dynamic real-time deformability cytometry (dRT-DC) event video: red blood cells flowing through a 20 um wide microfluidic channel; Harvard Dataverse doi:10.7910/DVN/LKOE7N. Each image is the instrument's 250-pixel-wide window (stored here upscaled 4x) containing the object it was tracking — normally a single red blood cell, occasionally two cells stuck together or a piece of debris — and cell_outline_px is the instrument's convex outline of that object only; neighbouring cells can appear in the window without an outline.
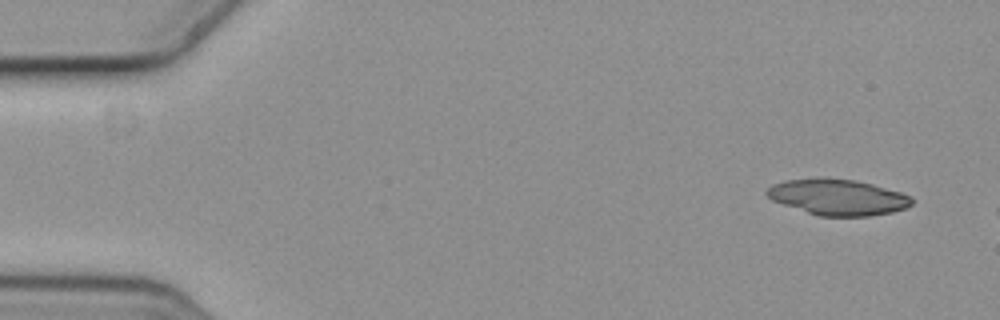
{"species": "common noctule bat (a hibernating species)", "species_latin": "Nyctalus noctula", "temperature_condition": "cold", "stored_images_in_passage": 2, "camera_frame_rate_fps": 3000, "um_per_image_px": 0.085, "animal": {"sex": "female", "body_mass_g": 19.3, "forearm_length_mm": 54.1}, "frame": {"image": 1, "passage_image": 1, "time_ms": 0.0, "image_size_px": [1000, 320], "cell_outline_px": [[912, 204], [904, 208], [892, 212], [868, 216], [820, 216], [772, 200], [764, 192], [772, 184], [788, 180], [856, 180], [872, 184], [900, 192], [908, 196], [912, 200]], "centroid_in_image_um": [71.23, 16.78], "position_along_channel_um": 13.8, "area_um2": 29.25}}